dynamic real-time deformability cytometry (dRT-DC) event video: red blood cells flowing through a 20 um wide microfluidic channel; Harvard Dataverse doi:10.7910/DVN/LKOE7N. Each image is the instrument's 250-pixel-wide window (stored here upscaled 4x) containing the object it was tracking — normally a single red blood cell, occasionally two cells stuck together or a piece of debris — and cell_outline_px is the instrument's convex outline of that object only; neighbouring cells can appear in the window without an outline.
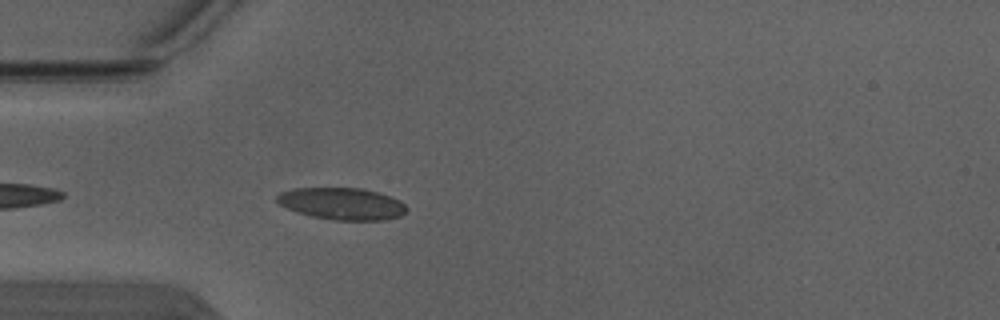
{"species": "Egyptian fruit bat (a non-hibernating species)", "species_latin": "Rousettus aegyptiacus", "temperature_condition": "warm", "stored_images_in_passage": 1, "camera_frame_rate_fps": 3000, "um_per_image_px": 0.085, "animal": {"sex": "male"}, "frame": {"image": 1, "passage_image": 1, "time_ms": 0.0, "image_size_px": [1000, 320], "cell_outline_px": [[408, 208], [400, 216], [384, 220], [336, 220], [312, 216], [296, 212], [280, 204], [276, 200], [276, 196], [280, 192], [292, 188], [360, 188], [376, 192], [400, 200]], "centroid_in_image_um": [29.05, 17.31], "position_along_channel_um": 56.0, "area_um2": 23.99}}